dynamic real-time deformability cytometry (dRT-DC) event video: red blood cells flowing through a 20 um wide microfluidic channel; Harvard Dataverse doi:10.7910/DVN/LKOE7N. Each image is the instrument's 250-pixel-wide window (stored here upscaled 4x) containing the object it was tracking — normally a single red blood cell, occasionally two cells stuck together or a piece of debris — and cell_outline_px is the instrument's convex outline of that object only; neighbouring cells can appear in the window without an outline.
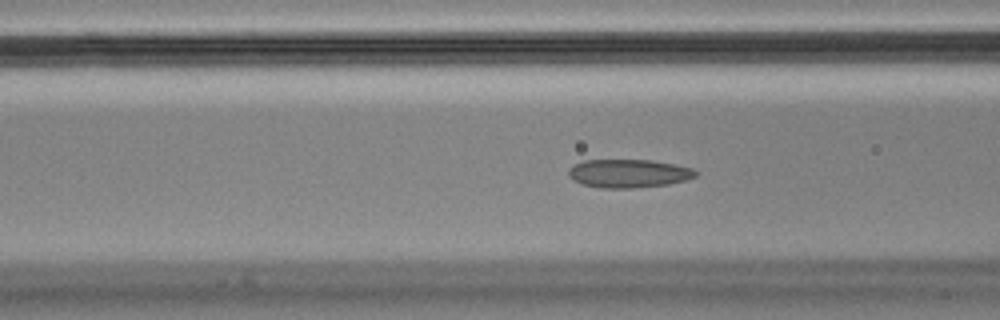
{"species": "Egyptian fruit bat (a non-hibernating species)", "species_latin": "Rousettus aegyptiacus", "temperature_condition": "cold", "stored_images_in_passage": 44, "camera_frame_rate_fps": 3000, "um_per_image_px": 0.085, "animal": {"sex": "male"}, "frame": {"image": 1, "passage_image": 8, "time_ms": 2.333, "image_size_px": [1000, 320], "cell_outline_px": [[700, 172], [696, 176], [684, 180], [668, 184], [632, 188], [600, 188], [584, 184], [572, 180], [568, 176], [568, 168], [584, 160], [652, 160], [676, 164], [692, 168]], "centroid_in_image_um": [53.44, 14.74], "position_along_channel_um": 113.2, "area_um2": 21.1}}
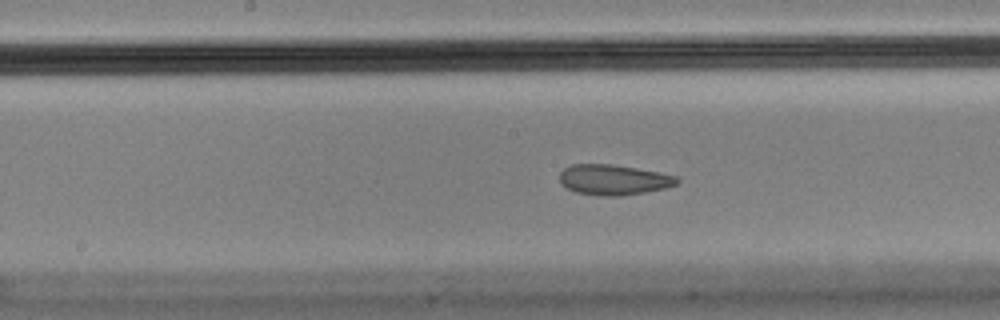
{"frame": {"image": 2, "passage_image": 15, "time_ms": 4.667, "image_size_px": [1000, 320], "cell_outline_px": [[680, 180], [676, 184], [664, 188], [644, 192], [620, 196], [600, 196], [576, 192], [560, 184], [560, 172], [564, 168], [572, 164], [612, 164], [636, 168], [676, 176]], "centroid_in_image_um": [52.11, 15.28], "position_along_channel_um": 196.1, "area_um2": 20.63}}
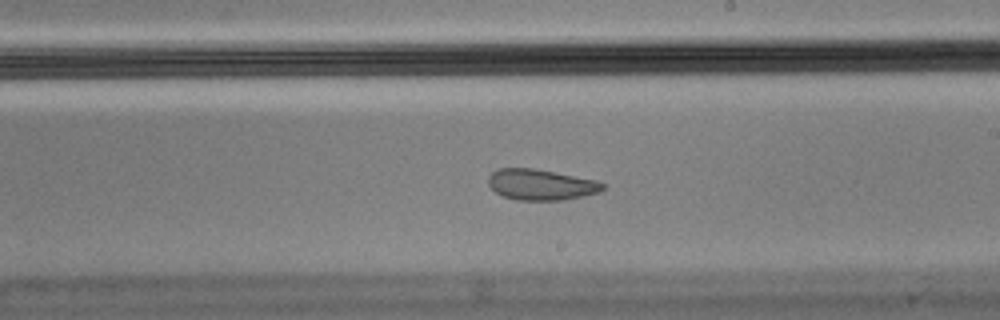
{"frame": {"image": 3, "passage_image": 19, "time_ms": 6.0, "image_size_px": [1000, 320], "cell_outline_px": [[604, 188], [600, 192], [584, 196], [564, 200], [516, 200], [504, 196], [496, 192], [488, 184], [488, 176], [496, 168], [532, 168], [596, 180], [604, 184]], "centroid_in_image_um": [45.96, 15.7], "position_along_channel_um": 243.0, "area_um2": 20.52}, "authors_computed_cell_mechanics": {"area_um2": 22.3686, "velocity_mm_per_s": 3.539, "shape_relaxation_time_tau1_ms": null, "shape_relaxation_time_tau2_ms": 2.168, "deformation_change_tau1": null, "deformation_change_tau2": 0.0631}}